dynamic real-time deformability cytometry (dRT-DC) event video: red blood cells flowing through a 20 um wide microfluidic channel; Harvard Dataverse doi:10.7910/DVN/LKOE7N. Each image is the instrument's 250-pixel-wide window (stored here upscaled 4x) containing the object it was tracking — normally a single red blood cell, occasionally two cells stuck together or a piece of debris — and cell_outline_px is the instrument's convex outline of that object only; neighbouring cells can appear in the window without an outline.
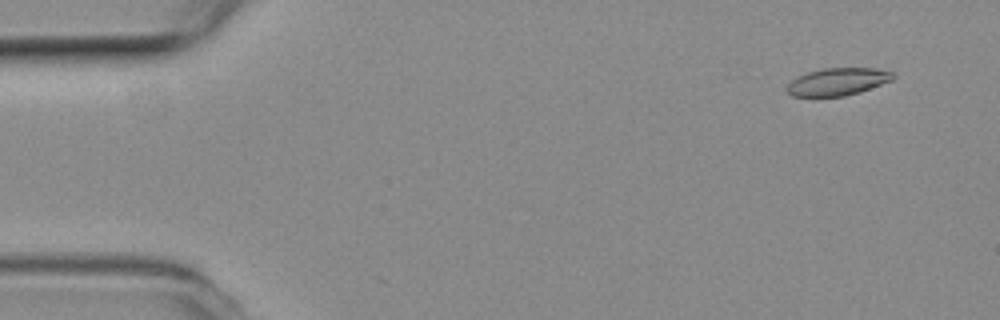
{"species": "common noctule bat (a hibernating species)", "species_latin": "Nyctalus noctula", "temperature_condition": "room temperature", "stored_images_in_passage": 5, "camera_frame_rate_fps": 3000, "um_per_image_px": 0.085, "animal": {"sex": "female", "body_mass_g": 19.3, "forearm_length_mm": 54.1}, "frame": {"image": 1, "passage_image": 2, "time_ms": 0.333, "image_size_px": [1000, 320], "cell_outline_px": [[896, 76], [892, 80], [860, 92], [844, 96], [792, 96], [788, 92], [788, 84], [796, 76], [808, 72], [824, 68], [876, 68], [892, 72]], "centroid_in_image_um": [71.22, 6.94], "position_along_channel_um": 13.8, "area_um2": 16.88}}